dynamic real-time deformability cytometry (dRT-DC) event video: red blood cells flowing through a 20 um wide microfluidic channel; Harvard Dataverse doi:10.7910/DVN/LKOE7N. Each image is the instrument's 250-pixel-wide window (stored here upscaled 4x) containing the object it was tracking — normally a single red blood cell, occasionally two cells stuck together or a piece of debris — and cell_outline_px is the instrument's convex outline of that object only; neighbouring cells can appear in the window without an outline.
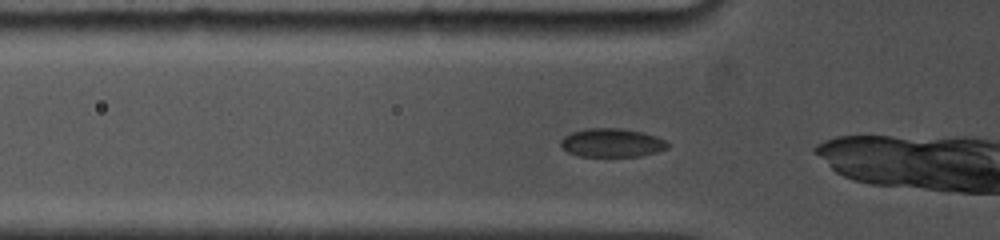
{"species": "common noctule bat (a hibernating species)", "species_latin": "Nyctalus noctula", "temperature_condition": "cold", "stored_images_in_passage": 40, "camera_frame_rate_fps": 5000, "um_per_image_px": 0.085, "animal": {"sex": "female", "body_mass_g": 19.0, "forearm_length_mm": 53.3}, "frame": {"image": 1, "passage_image": 4, "time_ms": 0.8, "image_size_px": [1000, 240], "cell_outline_px": [[672, 144], [668, 148], [656, 152], [640, 156], [580, 156], [568, 152], [560, 148], [560, 140], [564, 136], [572, 132], [584, 128], [620, 128], [644, 132], [656, 136]], "centroid_in_image_um": [52.0, 12.13], "position_along_channel_um": 73.8, "area_um2": 18.03}}
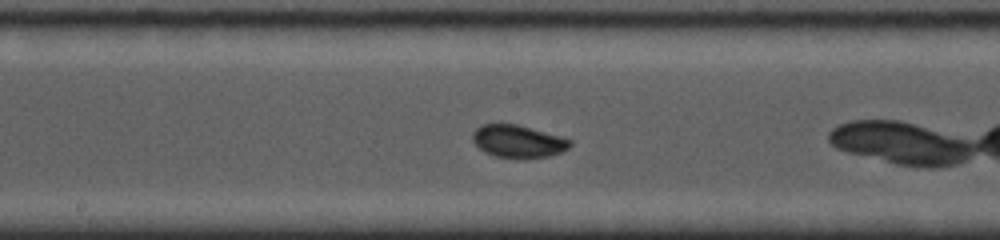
{"frame": {"image": 2, "passage_image": 15, "time_ms": 4.2, "image_size_px": [1000, 240], "cell_outline_px": [[572, 144], [568, 148], [560, 152], [548, 156], [520, 160], [496, 156], [484, 152], [472, 140], [472, 132], [480, 124], [516, 124], [560, 136], [572, 140]], "centroid_in_image_um": [44.02, 12.03], "position_along_channel_um": 204.2, "area_um2": 18.67}}
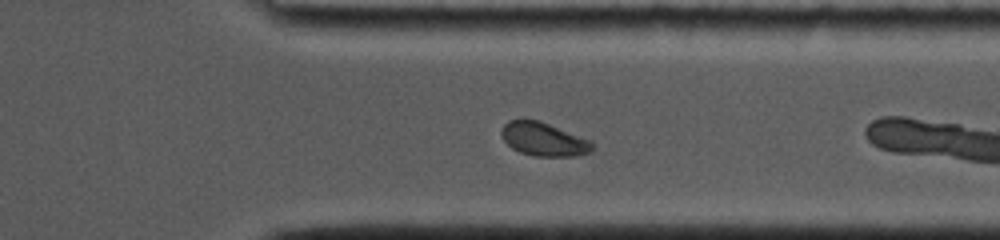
{"frame": {"image": 3, "passage_image": 29, "time_ms": 8.4, "image_size_px": [1000, 240], "cell_outline_px": [[596, 144], [592, 152], [576, 156], [532, 156], [520, 152], [512, 148], [500, 136], [500, 128], [508, 120], [524, 116], [540, 120], [592, 140]], "centroid_in_image_um": [46.2, 11.79], "position_along_channel_um": 365.2, "area_um2": 18.61}, "authors_computed_cell_mechanics": {"area_um2": 18.4671, "velocity_mm_per_s": 3.8278, "shape_relaxation_time_tau1_ms": 2.3841, "shape_relaxation_time_tau2_ms": null, "deformation_change_tau1": 0.0773, "deformation_change_tau2": null}}